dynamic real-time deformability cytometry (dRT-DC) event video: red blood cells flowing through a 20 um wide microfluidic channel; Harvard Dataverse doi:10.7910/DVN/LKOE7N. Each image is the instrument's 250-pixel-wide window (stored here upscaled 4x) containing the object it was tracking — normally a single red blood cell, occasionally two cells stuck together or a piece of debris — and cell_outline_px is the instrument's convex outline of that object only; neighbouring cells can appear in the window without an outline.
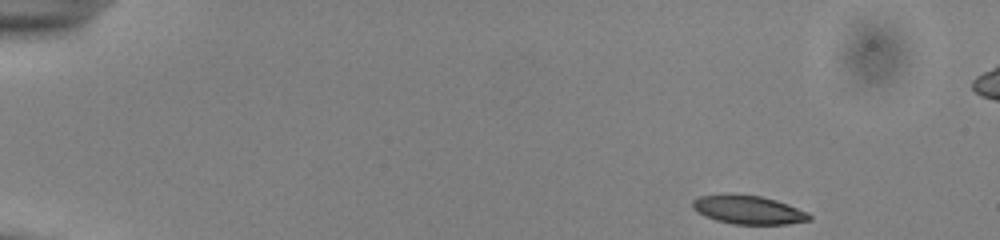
{"species": "common noctule bat (a hibernating species)", "species_latin": "Nyctalus noctula", "temperature_condition": "cold", "stored_images_in_passage": 49, "camera_frame_rate_fps": 3000, "um_per_image_px": 0.085, "animal": {"sex": "male", "body_mass_g": 13.0, "forearm_length_mm": 53.1}, "frame": {"image": 1, "passage_image": 1, "time_ms": 0.0, "image_size_px": [1000, 240], "cell_outline_px": [[812, 220], [788, 224], [732, 224], [716, 220], [704, 216], [696, 212], [692, 208], [692, 200], [700, 196], [724, 192], [732, 192], [760, 196], [776, 200], [788, 204], [808, 212], [812, 216]], "centroid_in_image_um": [63.57, 17.81], "position_along_channel_um": 21.4, "area_um2": 20.06}}
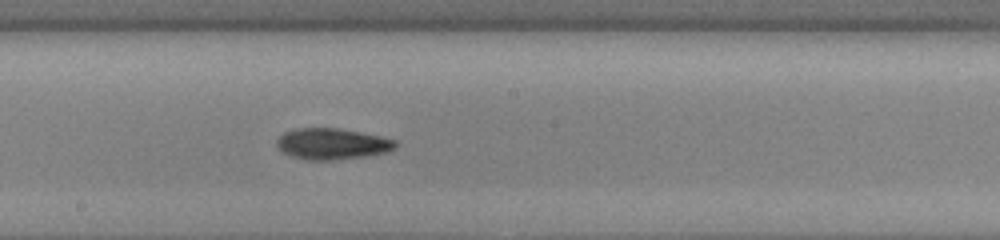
{"frame": {"image": 2, "passage_image": 25, "time_ms": 8.0, "image_size_px": [1000, 240], "cell_outline_px": [[396, 148], [388, 152], [364, 156], [332, 160], [308, 160], [292, 156], [284, 152], [276, 144], [276, 140], [284, 132], [296, 128], [336, 128], [360, 132], [380, 136], [396, 140]], "centroid_in_image_um": [28.24, 12.22], "position_along_channel_um": 220.0, "area_um2": 21.39}}
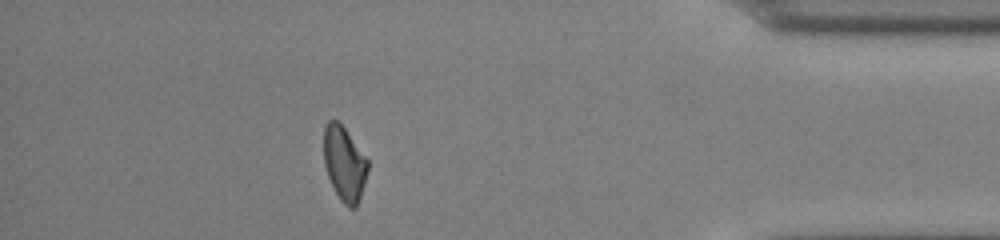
{"frame": {"image": 3, "passage_image": 42, "time_ms": 13.667, "image_size_px": [1000, 240], "cell_outline_px": [[368, 168], [364, 184], [356, 208], [348, 208], [340, 200], [328, 176], [324, 164], [324, 124], [328, 120], [336, 120], [344, 128], [368, 160]], "centroid_in_image_um": [29.26, 13.91], "position_along_channel_um": 405.9, "area_um2": 18.84}, "authors_computed_cell_mechanics": {"area_um2": 20.4034, "velocity_mm_per_s": 3.9325, "shape_relaxation_time_tau1_ms": 4.1998, "shape_relaxation_time_tau2_ms": 6.4913, "deformation_change_tau1": 0.1079, "deformation_change_tau2": 0.1336}}